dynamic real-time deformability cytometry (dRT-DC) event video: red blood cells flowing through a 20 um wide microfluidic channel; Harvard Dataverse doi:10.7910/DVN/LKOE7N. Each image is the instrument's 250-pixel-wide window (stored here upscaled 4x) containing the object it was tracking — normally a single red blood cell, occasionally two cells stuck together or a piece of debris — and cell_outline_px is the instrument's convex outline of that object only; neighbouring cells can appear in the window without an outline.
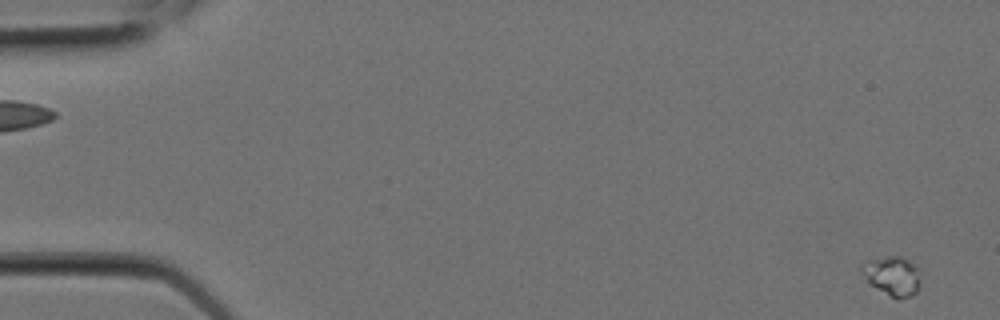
{"species": "Egyptian fruit bat (a non-hibernating species)", "species_latin": "Rousettus aegyptiacus", "temperature_condition": "room temperature", "stored_images_in_passage": 3, "segment_of_instrument_passage": [2, 2], "camera_frame_rate_fps": 3000, "um_per_image_px": 0.085, "animal": {"sex": "female"}, "frame": {"image": 1, "passage_image": 3, "time_ms": 0.667, "image_size_px": [1000, 320], "cell_outline_px": [[920, 288], [916, 292], [900, 300], [868, 284], [860, 268], [860, 264], [868, 260], [888, 256], [900, 256], [912, 264], [916, 268]], "centroid_in_image_um": [75.79, 23.45], "position_along_channel_um": 9.2, "area_um2": 13.18}}